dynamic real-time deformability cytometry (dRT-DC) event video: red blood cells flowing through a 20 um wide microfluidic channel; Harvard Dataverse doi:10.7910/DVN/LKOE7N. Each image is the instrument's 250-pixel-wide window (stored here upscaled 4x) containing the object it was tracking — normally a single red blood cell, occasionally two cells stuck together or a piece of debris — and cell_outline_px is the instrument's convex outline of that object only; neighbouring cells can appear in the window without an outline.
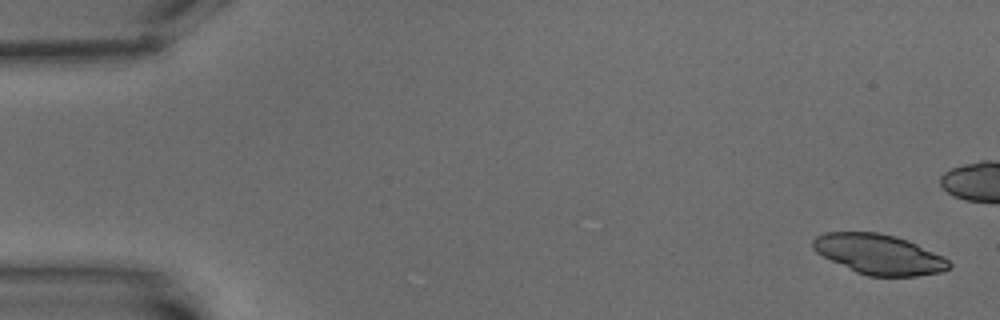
{"species": "common noctule bat (a hibernating species)", "species_latin": "Nyctalus noctula", "temperature_condition": "warm", "stored_images_in_passage": 6, "camera_frame_rate_fps": 3000, "um_per_image_px": 0.085, "animal": {"sex": "male", "body_mass_g": 15.6}, "frame": {"image": 1, "passage_image": 1, "time_ms": 0.0, "image_size_px": [1000, 320], "cell_outline_px": [[952, 268], [940, 272], [916, 276], [868, 276], [856, 272], [816, 252], [812, 248], [812, 240], [816, 236], [824, 232], [876, 232], [896, 236], [908, 240], [944, 256], [952, 264]], "centroid_in_image_um": [74.74, 21.61], "position_along_channel_um": 10.3, "area_um2": 31.79}}